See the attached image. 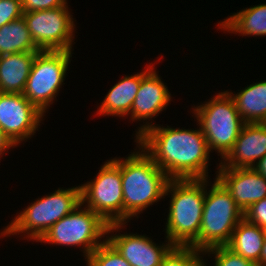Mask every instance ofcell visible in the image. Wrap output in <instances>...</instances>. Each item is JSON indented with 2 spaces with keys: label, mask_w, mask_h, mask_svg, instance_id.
Segmentation results:
<instances>
[{
  "label": "cell",
  "mask_w": 266,
  "mask_h": 266,
  "mask_svg": "<svg viewBox=\"0 0 266 266\" xmlns=\"http://www.w3.org/2000/svg\"><path fill=\"white\" fill-rule=\"evenodd\" d=\"M135 142L170 179H208L210 150L200 126L192 130L154 124Z\"/></svg>",
  "instance_id": "obj_1"
},
{
  "label": "cell",
  "mask_w": 266,
  "mask_h": 266,
  "mask_svg": "<svg viewBox=\"0 0 266 266\" xmlns=\"http://www.w3.org/2000/svg\"><path fill=\"white\" fill-rule=\"evenodd\" d=\"M136 145L139 151L130 152L126 159H121L123 223H128L132 217L165 198V189L170 180L151 157Z\"/></svg>",
  "instance_id": "obj_2"
},
{
  "label": "cell",
  "mask_w": 266,
  "mask_h": 266,
  "mask_svg": "<svg viewBox=\"0 0 266 266\" xmlns=\"http://www.w3.org/2000/svg\"><path fill=\"white\" fill-rule=\"evenodd\" d=\"M168 194L171 200L166 238L173 245L190 246L199 237L206 179H170L164 196Z\"/></svg>",
  "instance_id": "obj_3"
},
{
  "label": "cell",
  "mask_w": 266,
  "mask_h": 266,
  "mask_svg": "<svg viewBox=\"0 0 266 266\" xmlns=\"http://www.w3.org/2000/svg\"><path fill=\"white\" fill-rule=\"evenodd\" d=\"M80 205V185L66 189L59 188L50 195L37 198L23 211H20L9 222L10 224L5 226L0 236L4 238L23 233L24 238L38 242L52 225L73 212Z\"/></svg>",
  "instance_id": "obj_4"
},
{
  "label": "cell",
  "mask_w": 266,
  "mask_h": 266,
  "mask_svg": "<svg viewBox=\"0 0 266 266\" xmlns=\"http://www.w3.org/2000/svg\"><path fill=\"white\" fill-rule=\"evenodd\" d=\"M207 180L199 237L190 245L201 252L226 246L237 224L244 218V212L224 185L217 178L212 185H208ZM207 186H211L210 189Z\"/></svg>",
  "instance_id": "obj_5"
},
{
  "label": "cell",
  "mask_w": 266,
  "mask_h": 266,
  "mask_svg": "<svg viewBox=\"0 0 266 266\" xmlns=\"http://www.w3.org/2000/svg\"><path fill=\"white\" fill-rule=\"evenodd\" d=\"M192 110L210 152L215 150L223 159L246 124L240 117L233 99L226 91L219 92L211 100L193 107Z\"/></svg>",
  "instance_id": "obj_6"
},
{
  "label": "cell",
  "mask_w": 266,
  "mask_h": 266,
  "mask_svg": "<svg viewBox=\"0 0 266 266\" xmlns=\"http://www.w3.org/2000/svg\"><path fill=\"white\" fill-rule=\"evenodd\" d=\"M83 207L81 204L73 212L61 218L38 242L82 247L81 251L86 259L106 240L108 224L97 213Z\"/></svg>",
  "instance_id": "obj_7"
},
{
  "label": "cell",
  "mask_w": 266,
  "mask_h": 266,
  "mask_svg": "<svg viewBox=\"0 0 266 266\" xmlns=\"http://www.w3.org/2000/svg\"><path fill=\"white\" fill-rule=\"evenodd\" d=\"M72 54V51H40L35 55L22 94L41 113H46L65 84Z\"/></svg>",
  "instance_id": "obj_8"
},
{
  "label": "cell",
  "mask_w": 266,
  "mask_h": 266,
  "mask_svg": "<svg viewBox=\"0 0 266 266\" xmlns=\"http://www.w3.org/2000/svg\"><path fill=\"white\" fill-rule=\"evenodd\" d=\"M80 189L82 206L97 213L107 224L123 223L120 157L104 162L95 179L81 184Z\"/></svg>",
  "instance_id": "obj_9"
},
{
  "label": "cell",
  "mask_w": 266,
  "mask_h": 266,
  "mask_svg": "<svg viewBox=\"0 0 266 266\" xmlns=\"http://www.w3.org/2000/svg\"><path fill=\"white\" fill-rule=\"evenodd\" d=\"M68 9L64 6L23 13L30 35L40 51H73L75 23Z\"/></svg>",
  "instance_id": "obj_10"
},
{
  "label": "cell",
  "mask_w": 266,
  "mask_h": 266,
  "mask_svg": "<svg viewBox=\"0 0 266 266\" xmlns=\"http://www.w3.org/2000/svg\"><path fill=\"white\" fill-rule=\"evenodd\" d=\"M44 116L22 93H0V128L16 146L35 135Z\"/></svg>",
  "instance_id": "obj_11"
},
{
  "label": "cell",
  "mask_w": 266,
  "mask_h": 266,
  "mask_svg": "<svg viewBox=\"0 0 266 266\" xmlns=\"http://www.w3.org/2000/svg\"><path fill=\"white\" fill-rule=\"evenodd\" d=\"M125 224H108L106 239L131 266H160L164 256L174 245L168 239L166 240L167 243L158 245L144 234H116L124 229ZM111 232L113 235H109Z\"/></svg>",
  "instance_id": "obj_12"
},
{
  "label": "cell",
  "mask_w": 266,
  "mask_h": 266,
  "mask_svg": "<svg viewBox=\"0 0 266 266\" xmlns=\"http://www.w3.org/2000/svg\"><path fill=\"white\" fill-rule=\"evenodd\" d=\"M153 63L144 68L143 79L140 83V88L131 106V119L132 121L143 120V124L136 131L135 140L148 128L154 124L149 122V119L156 118L169 105L171 100V93L168 87L161 80L160 75L157 73ZM155 69V70H154ZM159 75V76H158ZM148 120V121H147ZM147 121V122H144Z\"/></svg>",
  "instance_id": "obj_13"
},
{
  "label": "cell",
  "mask_w": 266,
  "mask_h": 266,
  "mask_svg": "<svg viewBox=\"0 0 266 266\" xmlns=\"http://www.w3.org/2000/svg\"><path fill=\"white\" fill-rule=\"evenodd\" d=\"M216 178L230 192L243 212L252 204L266 197V178L253 167H218Z\"/></svg>",
  "instance_id": "obj_14"
},
{
  "label": "cell",
  "mask_w": 266,
  "mask_h": 266,
  "mask_svg": "<svg viewBox=\"0 0 266 266\" xmlns=\"http://www.w3.org/2000/svg\"><path fill=\"white\" fill-rule=\"evenodd\" d=\"M266 155V123H246L219 167L252 168Z\"/></svg>",
  "instance_id": "obj_15"
},
{
  "label": "cell",
  "mask_w": 266,
  "mask_h": 266,
  "mask_svg": "<svg viewBox=\"0 0 266 266\" xmlns=\"http://www.w3.org/2000/svg\"><path fill=\"white\" fill-rule=\"evenodd\" d=\"M142 79L143 70L133 75H125V77L109 89L97 110V114L115 117L128 116L131 113V106L140 88Z\"/></svg>",
  "instance_id": "obj_16"
},
{
  "label": "cell",
  "mask_w": 266,
  "mask_h": 266,
  "mask_svg": "<svg viewBox=\"0 0 266 266\" xmlns=\"http://www.w3.org/2000/svg\"><path fill=\"white\" fill-rule=\"evenodd\" d=\"M37 53L20 52L0 56L1 93H23Z\"/></svg>",
  "instance_id": "obj_17"
},
{
  "label": "cell",
  "mask_w": 266,
  "mask_h": 266,
  "mask_svg": "<svg viewBox=\"0 0 266 266\" xmlns=\"http://www.w3.org/2000/svg\"><path fill=\"white\" fill-rule=\"evenodd\" d=\"M245 123H266V81L247 85L237 94L226 90Z\"/></svg>",
  "instance_id": "obj_18"
},
{
  "label": "cell",
  "mask_w": 266,
  "mask_h": 266,
  "mask_svg": "<svg viewBox=\"0 0 266 266\" xmlns=\"http://www.w3.org/2000/svg\"><path fill=\"white\" fill-rule=\"evenodd\" d=\"M265 234L266 230L243 218L234 229L226 247L235 254L258 264Z\"/></svg>",
  "instance_id": "obj_19"
},
{
  "label": "cell",
  "mask_w": 266,
  "mask_h": 266,
  "mask_svg": "<svg viewBox=\"0 0 266 266\" xmlns=\"http://www.w3.org/2000/svg\"><path fill=\"white\" fill-rule=\"evenodd\" d=\"M218 29L243 36H266V4L233 13L218 23Z\"/></svg>",
  "instance_id": "obj_20"
},
{
  "label": "cell",
  "mask_w": 266,
  "mask_h": 266,
  "mask_svg": "<svg viewBox=\"0 0 266 266\" xmlns=\"http://www.w3.org/2000/svg\"><path fill=\"white\" fill-rule=\"evenodd\" d=\"M20 52H40L23 16L0 27V56Z\"/></svg>",
  "instance_id": "obj_21"
},
{
  "label": "cell",
  "mask_w": 266,
  "mask_h": 266,
  "mask_svg": "<svg viewBox=\"0 0 266 266\" xmlns=\"http://www.w3.org/2000/svg\"><path fill=\"white\" fill-rule=\"evenodd\" d=\"M203 252L192 246L174 245L164 256L160 266H205Z\"/></svg>",
  "instance_id": "obj_22"
},
{
  "label": "cell",
  "mask_w": 266,
  "mask_h": 266,
  "mask_svg": "<svg viewBox=\"0 0 266 266\" xmlns=\"http://www.w3.org/2000/svg\"><path fill=\"white\" fill-rule=\"evenodd\" d=\"M85 261L87 266H131L107 239Z\"/></svg>",
  "instance_id": "obj_23"
},
{
  "label": "cell",
  "mask_w": 266,
  "mask_h": 266,
  "mask_svg": "<svg viewBox=\"0 0 266 266\" xmlns=\"http://www.w3.org/2000/svg\"><path fill=\"white\" fill-rule=\"evenodd\" d=\"M203 254H208V256L213 254V259H215L214 266H257L255 262L235 254L226 246H217L207 249ZM206 265L205 263V266Z\"/></svg>",
  "instance_id": "obj_24"
},
{
  "label": "cell",
  "mask_w": 266,
  "mask_h": 266,
  "mask_svg": "<svg viewBox=\"0 0 266 266\" xmlns=\"http://www.w3.org/2000/svg\"><path fill=\"white\" fill-rule=\"evenodd\" d=\"M22 16L21 0H0V27Z\"/></svg>",
  "instance_id": "obj_25"
},
{
  "label": "cell",
  "mask_w": 266,
  "mask_h": 266,
  "mask_svg": "<svg viewBox=\"0 0 266 266\" xmlns=\"http://www.w3.org/2000/svg\"><path fill=\"white\" fill-rule=\"evenodd\" d=\"M244 218L266 230V197L252 204L245 212Z\"/></svg>",
  "instance_id": "obj_26"
},
{
  "label": "cell",
  "mask_w": 266,
  "mask_h": 266,
  "mask_svg": "<svg viewBox=\"0 0 266 266\" xmlns=\"http://www.w3.org/2000/svg\"><path fill=\"white\" fill-rule=\"evenodd\" d=\"M22 11H41L67 6V0H21Z\"/></svg>",
  "instance_id": "obj_27"
},
{
  "label": "cell",
  "mask_w": 266,
  "mask_h": 266,
  "mask_svg": "<svg viewBox=\"0 0 266 266\" xmlns=\"http://www.w3.org/2000/svg\"><path fill=\"white\" fill-rule=\"evenodd\" d=\"M15 147H18V146H16L0 128V159L2 155H5L4 152L6 150L8 152L10 148H15Z\"/></svg>",
  "instance_id": "obj_28"
},
{
  "label": "cell",
  "mask_w": 266,
  "mask_h": 266,
  "mask_svg": "<svg viewBox=\"0 0 266 266\" xmlns=\"http://www.w3.org/2000/svg\"><path fill=\"white\" fill-rule=\"evenodd\" d=\"M253 168L262 176L266 178V155L262 157Z\"/></svg>",
  "instance_id": "obj_29"
},
{
  "label": "cell",
  "mask_w": 266,
  "mask_h": 266,
  "mask_svg": "<svg viewBox=\"0 0 266 266\" xmlns=\"http://www.w3.org/2000/svg\"><path fill=\"white\" fill-rule=\"evenodd\" d=\"M257 266H266V234L263 242V248L260 254V261Z\"/></svg>",
  "instance_id": "obj_30"
}]
</instances>
